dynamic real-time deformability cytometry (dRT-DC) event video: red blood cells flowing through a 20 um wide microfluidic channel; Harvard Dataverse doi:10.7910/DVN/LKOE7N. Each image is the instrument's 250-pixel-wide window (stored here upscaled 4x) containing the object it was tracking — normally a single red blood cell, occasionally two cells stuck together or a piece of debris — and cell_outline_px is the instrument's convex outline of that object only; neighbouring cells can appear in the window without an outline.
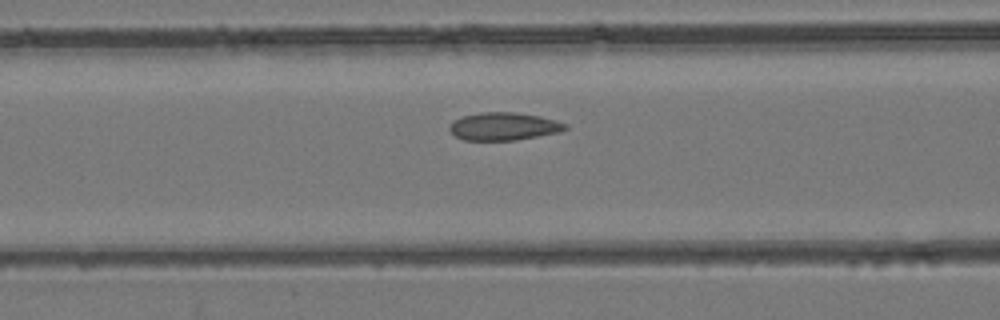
{"species": "common noctule bat (a hibernating species)", "species_latin": "Nyctalus noctula", "temperature_condition": "room temperature", "stored_images_in_passage": 39, "camera_frame_rate_fps": 3000, "um_per_image_px": 0.085, "animal": {"sex": "female", "body_mass_g": 24.6, "forearm_length_mm": 56.2}, "frame": {"image": 1, "passage_image": 11, "time_ms": 3.333, "image_size_px": [1000, 320], "cell_outline_px": [[568, 128], [560, 132], [516, 140], [464, 140], [456, 136], [448, 128], [448, 124], [452, 120], [464, 116], [480, 112], [516, 112], [540, 116], [556, 120], [568, 124]], "centroid_in_image_um": [42.82, 10.73], "position_along_channel_um": 123.8, "area_um2": 18.9}}
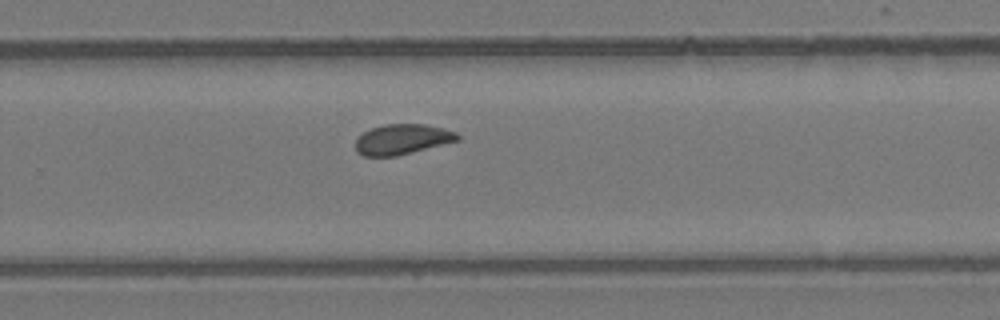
{"frame": {"image": 2, "passage_image": 23, "time_ms": 7.333, "image_size_px": [1000, 320], "cell_outline_px": [[460, 140], [396, 156], [364, 156], [356, 152], [356, 140], [364, 132], [372, 128], [384, 124], [424, 124], [444, 128], [456, 132], [460, 136]], "centroid_in_image_um": [34.21, 11.84], "position_along_channel_um": 295.6, "area_um2": 17.92}}
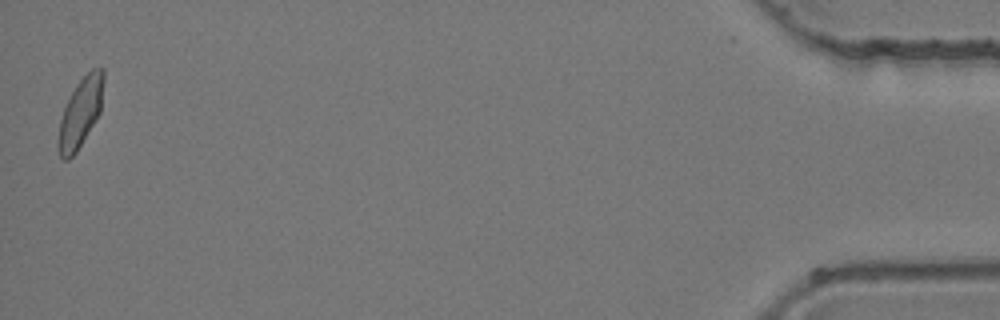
{"frame": {"image": 3, "passage_image": 39, "time_ms": 12.667, "image_size_px": [1000, 320], "cell_outline_px": [[104, 80], [100, 112], [96, 120], [76, 152], [68, 160], [64, 160], [60, 156], [56, 144], [60, 120], [64, 108], [76, 84], [92, 68], [104, 68]], "centroid_in_image_um": [6.83, 9.59], "position_along_channel_um": 428.4, "area_um2": 18.21}}